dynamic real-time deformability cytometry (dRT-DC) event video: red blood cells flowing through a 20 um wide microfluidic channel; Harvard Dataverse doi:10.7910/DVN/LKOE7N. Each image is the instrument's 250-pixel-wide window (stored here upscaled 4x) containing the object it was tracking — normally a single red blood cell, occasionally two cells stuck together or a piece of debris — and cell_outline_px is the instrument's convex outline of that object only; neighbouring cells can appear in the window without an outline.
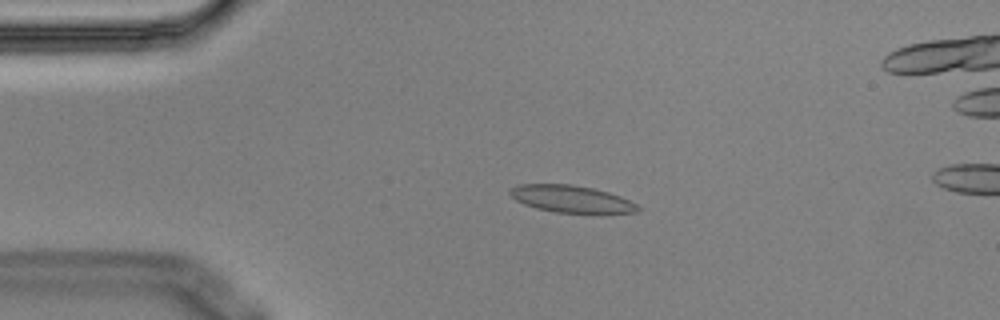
{"species": "Egyptian fruit bat (a non-hibernating species)", "species_latin": "Rousettus aegyptiacus", "temperature_condition": "cold", "stored_images_in_passage": 5, "camera_frame_rate_fps": 3000, "um_per_image_px": 0.085, "animal": {"sex": "male"}, "frame": {"image": 1, "passage_image": 4, "time_ms": 1.0, "image_size_px": [1000, 320], "cell_outline_px": [[640, 212], [556, 212], [536, 208], [524, 204], [516, 200], [508, 192], [508, 188], [516, 184], [572, 184], [592, 188], [608, 192], [620, 196], [636, 204], [640, 208]], "centroid_in_image_um": [48.49, 16.89], "position_along_channel_um": 36.5, "area_um2": 19.94}}